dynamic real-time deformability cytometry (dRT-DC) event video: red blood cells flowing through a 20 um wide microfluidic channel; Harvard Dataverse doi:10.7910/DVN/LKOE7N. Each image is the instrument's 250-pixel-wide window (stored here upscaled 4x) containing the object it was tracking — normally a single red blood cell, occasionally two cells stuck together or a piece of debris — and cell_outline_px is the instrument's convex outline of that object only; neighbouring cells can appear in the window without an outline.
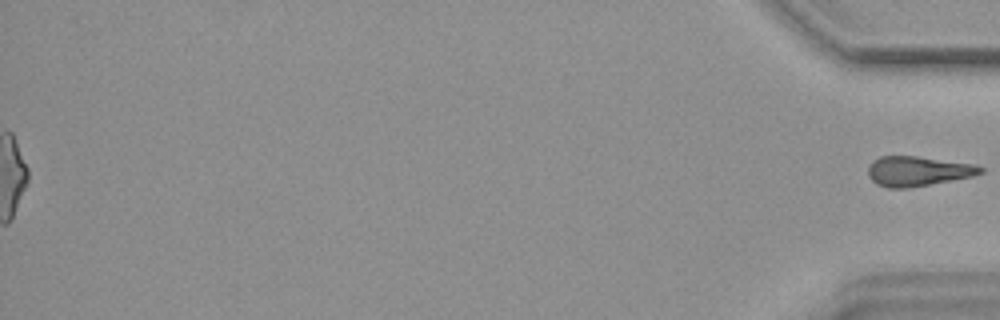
{"species": "common noctule bat (a hibernating species)", "species_latin": "Nyctalus noctula", "temperature_condition": "warm", "stored_images_in_passage": 39, "segment_of_instrument_passage": [2, 2], "camera_frame_rate_fps": 3000, "um_per_image_px": 0.085, "animal": {"sex": "female", "body_mass_g": 18.4}, "frame": {"image": 1, "passage_image": 39, "time_ms": 12.667, "image_size_px": [1000, 320], "cell_outline_px": [[984, 172], [972, 176], [908, 188], [888, 188], [876, 184], [868, 176], [868, 164], [872, 160], [880, 156], [916, 156], [972, 164], [984, 168]], "centroid_in_image_um": [77.95, 14.55], "position_along_channel_um": 357.2, "area_um2": 19.42}}